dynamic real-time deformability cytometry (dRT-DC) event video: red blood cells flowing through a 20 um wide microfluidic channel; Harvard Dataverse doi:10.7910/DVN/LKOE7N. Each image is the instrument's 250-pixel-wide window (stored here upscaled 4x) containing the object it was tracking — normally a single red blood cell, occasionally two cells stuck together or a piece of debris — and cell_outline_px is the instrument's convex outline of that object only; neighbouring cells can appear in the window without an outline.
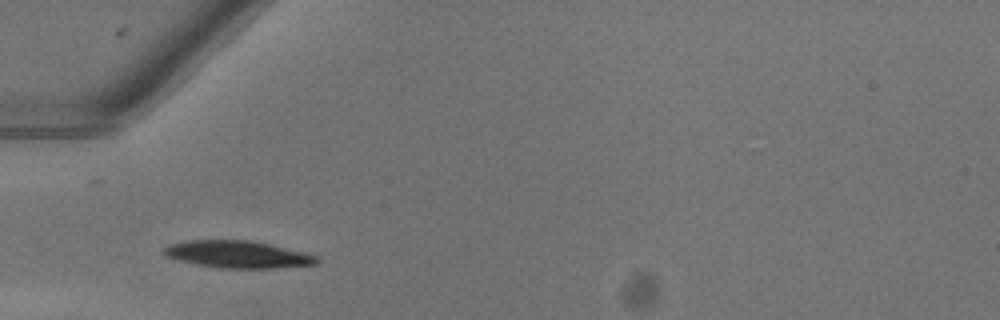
{"species": "common noctule bat (a hibernating species)", "species_latin": "Nyctalus noctula", "temperature_condition": "warm", "stored_images_in_passage": 36, "camera_frame_rate_fps": 3000, "um_per_image_px": 0.085, "animal": {"sex": "female"}, "frame": {"image": 1, "passage_image": 1, "time_ms": 0.0, "image_size_px": [1000, 320], "cell_outline_px": [[320, 260], [316, 264], [276, 268], [220, 268], [196, 264], [164, 256], [160, 252], [168, 244], [188, 240], [248, 240], [268, 244], [304, 252], [316, 256]], "centroid_in_image_um": [20.16, 21.62], "position_along_channel_um": 64.8, "area_um2": 24.16}}
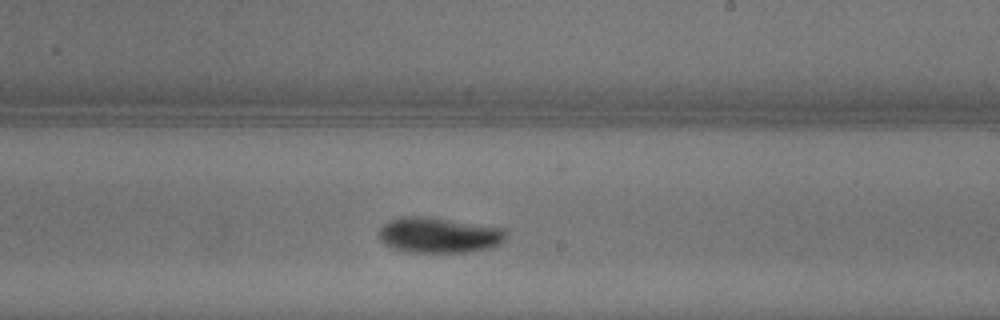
{"frame": {"image": 2, "passage_image": 15, "time_ms": 4.667, "image_size_px": [1000, 320], "cell_outline_px": [[508, 232], [504, 240], [500, 244], [492, 248], [472, 252], [408, 252], [384, 244], [380, 240], [380, 228], [388, 220], [404, 216], [436, 216], [508, 228]], "centroid_in_image_um": [37.41, 19.96], "position_along_channel_um": 251.6, "area_um2": 27.11}}
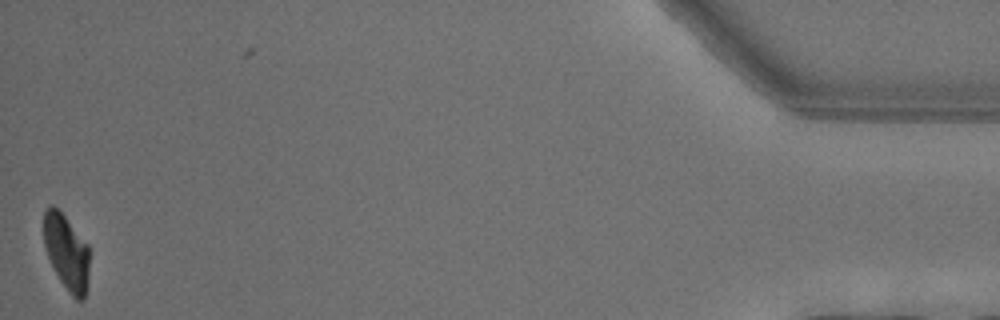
{"frame": {"image": 3, "passage_image": 35, "time_ms": 11.333, "image_size_px": [1000, 320], "cell_outline_px": [[92, 252], [88, 280], [84, 300], [76, 300], [72, 296], [60, 280], [48, 256], [44, 244], [44, 212], [52, 204], [64, 216], [88, 244]], "centroid_in_image_um": [5.71, 21.47], "position_along_channel_um": 429.5, "area_um2": 20.17}, "authors_computed_cell_mechanics": {"area_um2": 24.7384, "velocity_mm_per_s": 4.0571, "shape_relaxation_time_tau1_ms": 2.6034, "shape_relaxation_time_tau2_ms": 10.1675, "deformation_change_tau1": 0.1521, "deformation_change_tau2": 0.0872}}